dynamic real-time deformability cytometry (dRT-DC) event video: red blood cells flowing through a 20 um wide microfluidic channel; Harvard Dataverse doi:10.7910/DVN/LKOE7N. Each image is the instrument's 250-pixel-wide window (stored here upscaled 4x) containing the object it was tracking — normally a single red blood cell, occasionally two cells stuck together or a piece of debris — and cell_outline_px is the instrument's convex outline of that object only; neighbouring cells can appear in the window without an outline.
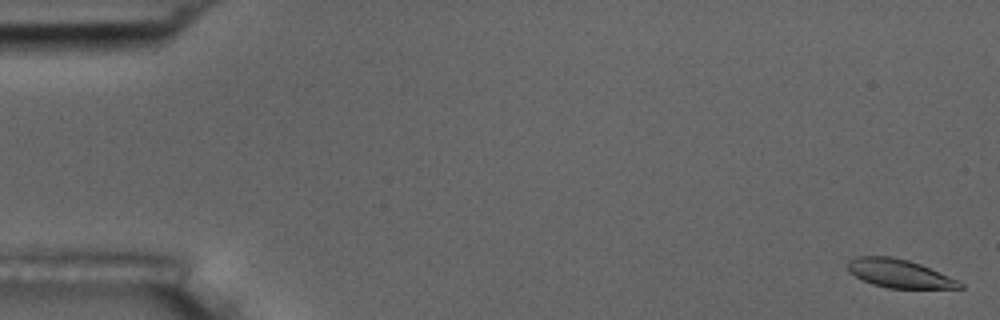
{"species": "common noctule bat (a hibernating species)", "species_latin": "Nyctalus noctula", "temperature_condition": "room temperature", "stored_images_in_passage": 57, "camera_frame_rate_fps": 3000, "um_per_image_px": 0.085, "animal": {"sex": "male", "body_mass_g": 17.5, "forearm_length_mm": 52.3}, "frame": {"image": 1, "passage_image": 2, "time_ms": 0.333, "image_size_px": [1000, 320], "cell_outline_px": [[964, 288], [888, 288], [872, 284], [848, 272], [848, 260], [856, 256], [892, 256], [908, 260], [920, 264], [948, 276], [964, 284]], "centroid_in_image_um": [76.4, 23.24], "position_along_channel_um": 8.6, "area_um2": 18.38}}
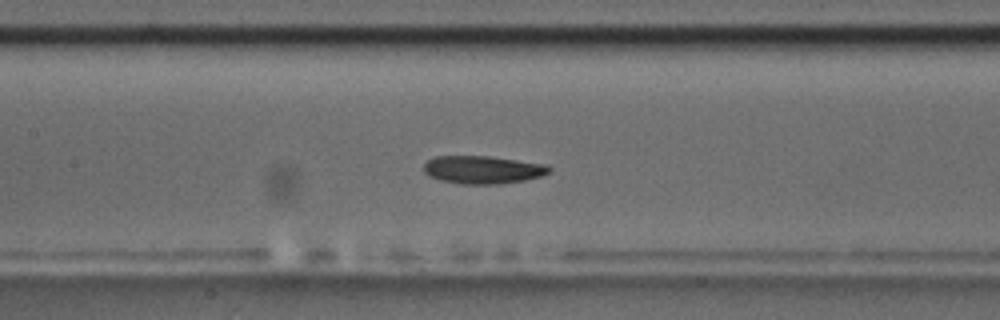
{"frame": {"image": 2, "passage_image": 27, "time_ms": 8.667, "image_size_px": [1000, 320], "cell_outline_px": [[552, 172], [540, 176], [524, 180], [500, 184], [460, 184], [440, 180], [428, 176], [424, 172], [424, 164], [428, 160], [436, 156], [488, 156], [548, 164], [552, 168]], "centroid_in_image_um": [41.05, 14.43], "position_along_channel_um": 166.3, "area_um2": 20.58}}
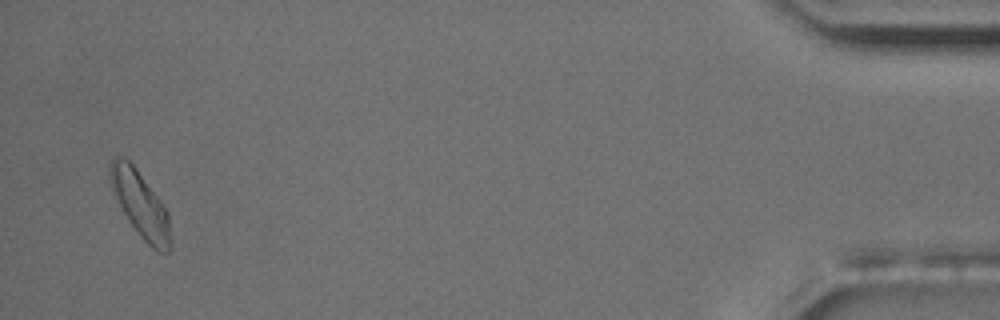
{"frame": {"image": 3, "passage_image": 55, "time_ms": 18.0, "image_size_px": [1000, 320], "cell_outline_px": [[172, 248], [168, 252], [160, 252], [152, 248], [140, 236], [128, 220], [112, 192], [108, 176], [108, 164], [116, 156], [124, 156], [136, 168], [160, 200], [168, 212], [172, 244]], "centroid_in_image_um": [11.92, 17.36], "position_along_channel_um": 423.3, "area_um2": 23.41}, "authors_computed_cell_mechanics": {"area_um2": 20.23, "velocity_mm_per_s": 3.6316, "shape_relaxation_time_tau1_ms": 3.1274, "shape_relaxation_time_tau2_ms": 6.2242, "deformation_change_tau1": 0.1106, "deformation_change_tau2": 0.157}}